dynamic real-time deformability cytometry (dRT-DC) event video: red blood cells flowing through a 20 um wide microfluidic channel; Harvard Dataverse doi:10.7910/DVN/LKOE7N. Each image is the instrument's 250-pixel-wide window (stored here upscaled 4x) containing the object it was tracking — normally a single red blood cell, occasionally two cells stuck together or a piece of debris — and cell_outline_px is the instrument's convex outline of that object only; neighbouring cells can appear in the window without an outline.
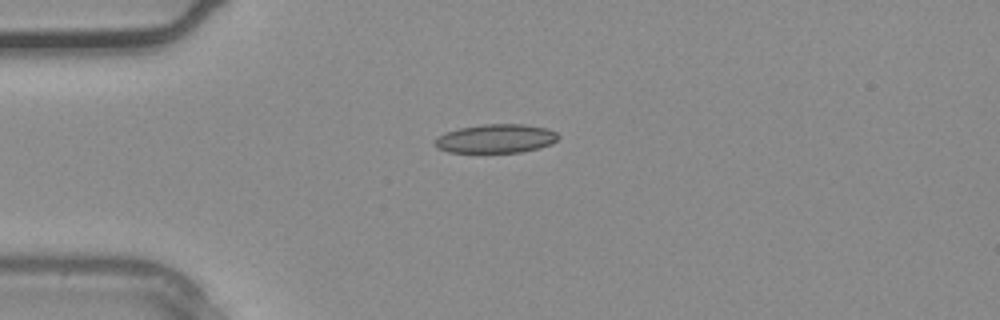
{"species": "common noctule bat (a hibernating species)", "species_latin": "Nyctalus noctula", "temperature_condition": "warm", "stored_images_in_passage": 15, "camera_frame_rate_fps": 3000, "um_per_image_px": 0.085, "animal": {"sex": "male", "body_mass_g": 20.4}, "frame": {"image": 1, "passage_image": 1, "time_ms": 0.0, "image_size_px": [1000, 320], "cell_outline_px": [[560, 136], [552, 144], [540, 148], [520, 152], [448, 152], [436, 148], [436, 136], [460, 128], [484, 124], [524, 124], [548, 128], [556, 132]], "centroid_in_image_um": [42.19, 11.78], "position_along_channel_um": 42.8, "area_um2": 20.69}}
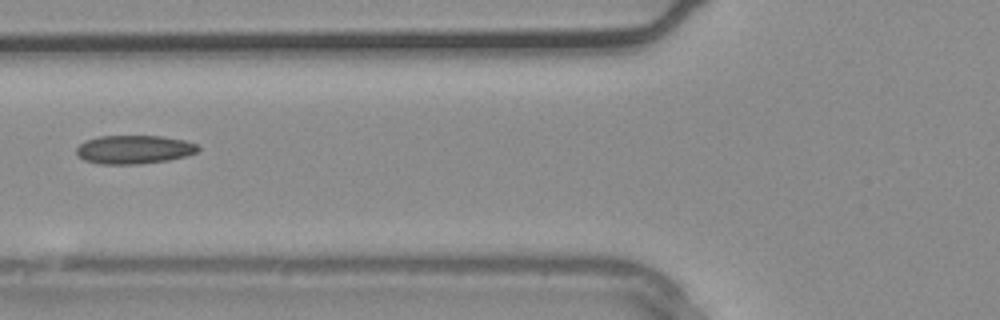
{"frame": {"image": 2, "passage_image": 6, "time_ms": 1.667, "image_size_px": [1000, 320], "cell_outline_px": [[200, 148], [196, 152], [184, 156], [168, 160], [140, 164], [100, 164], [84, 160], [76, 156], [76, 148], [84, 140], [100, 136], [160, 136], [184, 140], [196, 144]], "centroid_in_image_um": [11.34, 12.71], "position_along_channel_um": 114.5, "area_um2": 20.29}}